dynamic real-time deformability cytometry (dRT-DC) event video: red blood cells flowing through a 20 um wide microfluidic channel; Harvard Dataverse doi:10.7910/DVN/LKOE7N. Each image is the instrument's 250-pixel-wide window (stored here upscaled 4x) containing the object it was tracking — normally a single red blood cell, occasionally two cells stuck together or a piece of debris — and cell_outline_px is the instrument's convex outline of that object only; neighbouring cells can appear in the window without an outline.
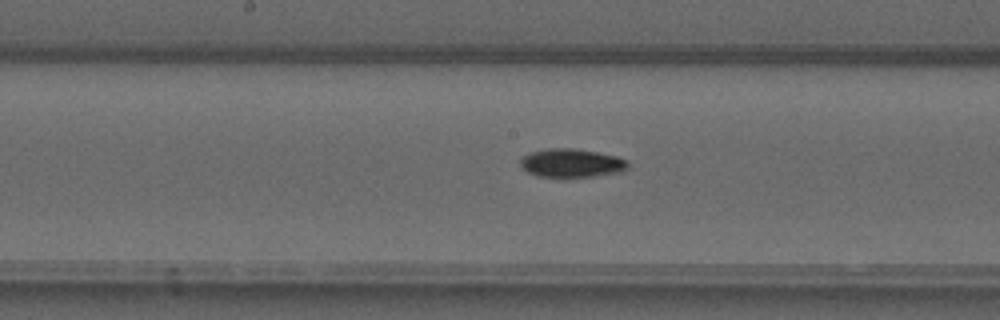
{"species": "common noctule bat (a hibernating species)", "species_latin": "Nyctalus noctula", "temperature_condition": "warm", "stored_images_in_passage": 49, "camera_frame_rate_fps": 3000, "um_per_image_px": 0.085, "animal": {"sex": "male", "forearm_length_mm": 52.5}, "frame": {"image": 1, "passage_image": 25, "time_ms": 8.0, "image_size_px": [1000, 320], "cell_outline_px": [[628, 168], [624, 172], [592, 176], [536, 176], [520, 168], [520, 160], [528, 152], [548, 148], [576, 148], [616, 156], [628, 160]], "centroid_in_image_um": [48.58, 13.85], "position_along_channel_um": 199.6, "area_um2": 17.98}}
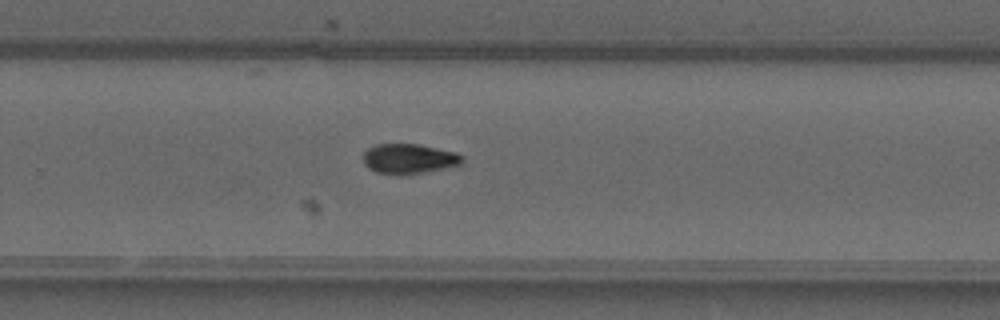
{"frame": {"image": 2, "passage_image": 32, "time_ms": 10.333, "image_size_px": [1000, 320], "cell_outline_px": [[464, 164], [460, 168], [400, 176], [376, 172], [368, 168], [364, 164], [364, 152], [368, 148], [376, 144], [416, 144], [456, 152], [464, 156]], "centroid_in_image_um": [34.88, 13.54], "position_along_channel_um": 294.9, "area_um2": 18.09}}
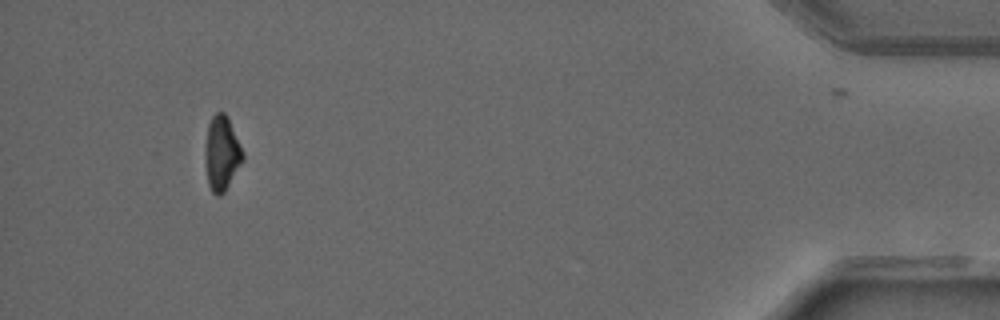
{"frame": {"image": 3, "passage_image": 46, "time_ms": 15.0, "image_size_px": [1000, 320], "cell_outline_px": [[244, 160], [224, 192], [220, 196], [216, 196], [212, 192], [208, 184], [204, 152], [208, 124], [212, 116], [216, 112], [224, 112], [228, 116], [244, 152]], "centroid_in_image_um": [18.85, 13.02], "position_along_channel_um": 416.3, "area_um2": 16.59}, "authors_computed_cell_mechanics": {"area_um2": 16.7042, "velocity_mm_per_s": 4.123, "shape_relaxation_time_tau1_ms": 8.1309, "shape_relaxation_time_tau2_ms": null, "deformation_change_tau1": 0.2074, "deformation_change_tau2": null}}